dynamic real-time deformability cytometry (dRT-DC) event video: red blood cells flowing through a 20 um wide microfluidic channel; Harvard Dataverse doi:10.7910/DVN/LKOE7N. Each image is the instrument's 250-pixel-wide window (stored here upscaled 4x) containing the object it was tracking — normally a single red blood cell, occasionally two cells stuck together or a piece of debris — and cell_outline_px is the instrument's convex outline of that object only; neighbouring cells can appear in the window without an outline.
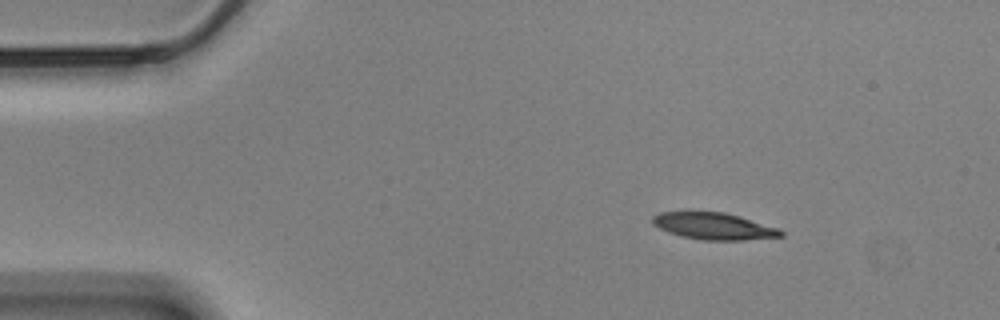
{"species": "Egyptian fruit bat (a non-hibernating species)", "species_latin": "Rousettus aegyptiacus", "temperature_condition": "cold", "stored_images_in_passage": 50, "camera_frame_rate_fps": 3000, "um_per_image_px": 0.085, "animal": {"sex": "male"}, "frame": {"image": 1, "passage_image": 1, "time_ms": 0.0, "image_size_px": [1000, 320], "cell_outline_px": [[784, 236], [744, 240], [704, 240], [680, 236], [668, 232], [652, 224], [652, 216], [660, 212], [724, 212], [740, 216], [780, 228], [784, 232]], "centroid_in_image_um": [60.7, 19.22], "position_along_channel_um": 24.3, "area_um2": 20.11}}
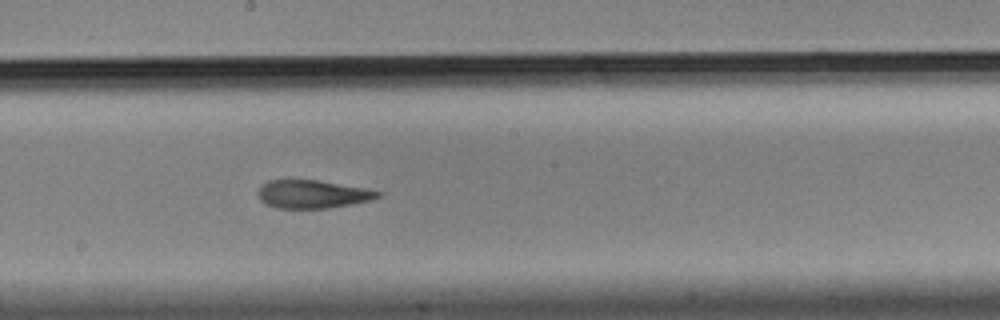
{"frame": {"image": 2, "passage_image": 24, "time_ms": 7.667, "image_size_px": [1000, 320], "cell_outline_px": [[384, 192], [380, 196], [368, 200], [352, 204], [328, 208], [276, 208], [260, 200], [256, 192], [260, 184], [268, 180], [320, 180], [364, 188]], "centroid_in_image_um": [26.52, 16.49], "position_along_channel_um": 221.7, "area_um2": 19.71}}
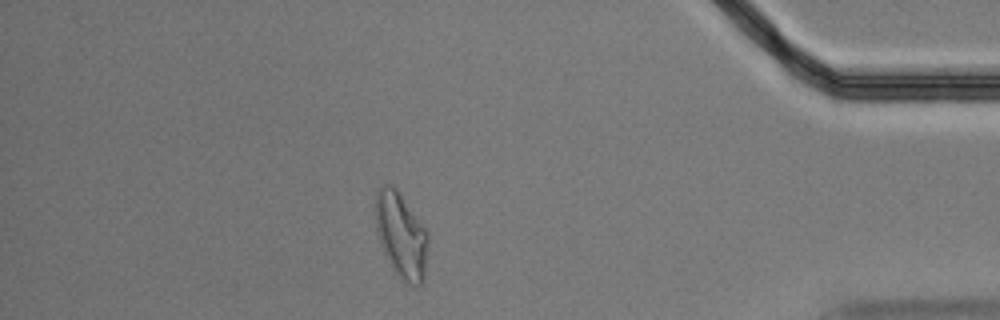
{"frame": {"image": 3, "passage_image": 43, "time_ms": 14.0, "image_size_px": [1000, 320], "cell_outline_px": [[428, 240], [424, 280], [420, 288], [408, 284], [400, 280], [396, 276], [380, 244], [376, 232], [372, 208], [376, 192], [380, 184], [392, 184], [396, 188], [428, 232]], "centroid_in_image_um": [34.05, 19.99], "position_along_channel_um": 401.1, "area_um2": 27.05}, "authors_computed_cell_mechanics": {"area_um2": 21.1259, "velocity_mm_per_s": 3.4556, "shape_relaxation_time_tau1_ms": 5.0497, "shape_relaxation_time_tau2_ms": 2.5234, "deformation_change_tau1": 0.1776, "deformation_change_tau2": 0.1115}}